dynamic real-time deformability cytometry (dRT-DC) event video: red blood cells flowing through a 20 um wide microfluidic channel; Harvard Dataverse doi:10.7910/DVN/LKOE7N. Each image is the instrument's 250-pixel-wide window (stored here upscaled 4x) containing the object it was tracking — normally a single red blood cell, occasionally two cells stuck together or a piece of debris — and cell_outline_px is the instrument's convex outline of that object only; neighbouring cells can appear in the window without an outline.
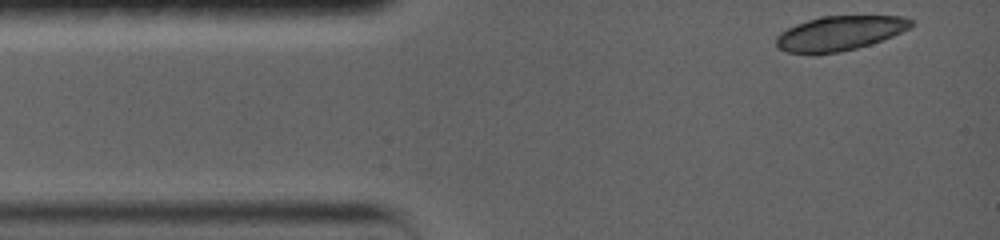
{"species": "common noctule bat (a hibernating species)", "species_latin": "Nyctalus noctula", "temperature_condition": "warm", "stored_images_in_passage": 5, "camera_frame_rate_fps": 5000, "um_per_image_px": 0.085, "animal": {"sex": "female", "body_mass_g": 19.0, "forearm_length_mm": 56.7}, "frame": {"image": 1, "passage_image": 1, "time_ms": 0.0, "image_size_px": [1000, 240], "cell_outline_px": [[916, 24], [892, 36], [856, 48], [840, 52], [816, 56], [788, 52], [776, 48], [776, 36], [780, 32], [796, 24], [820, 16], [900, 16], [912, 20]], "centroid_in_image_um": [71.3, 2.85], "position_along_channel_um": 13.7, "area_um2": 27.4}}